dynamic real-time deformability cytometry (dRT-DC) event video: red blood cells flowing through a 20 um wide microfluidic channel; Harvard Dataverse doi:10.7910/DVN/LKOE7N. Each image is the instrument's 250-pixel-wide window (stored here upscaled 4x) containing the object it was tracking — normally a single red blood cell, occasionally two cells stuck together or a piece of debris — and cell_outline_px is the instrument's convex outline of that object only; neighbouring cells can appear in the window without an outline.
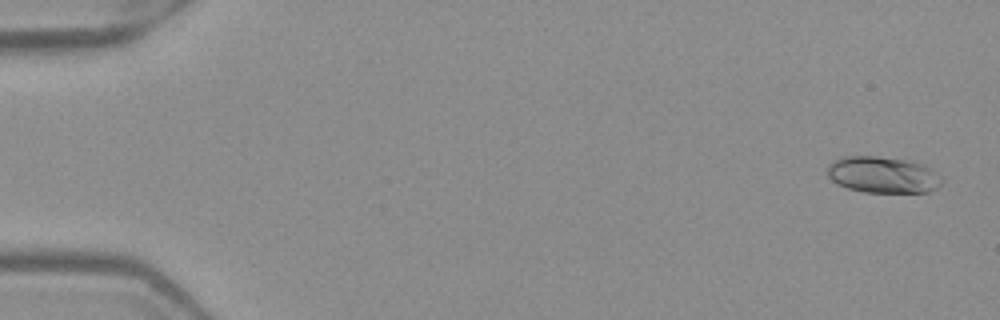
{"species": "Egyptian fruit bat (a non-hibernating species)", "species_latin": "Rousettus aegyptiacus", "temperature_condition": "warm", "stored_images_in_passage": 51, "camera_frame_rate_fps": 3000, "um_per_image_px": 0.085, "frame": {"image": 1, "passage_image": 2, "time_ms": 0.333, "image_size_px": [1000, 320], "cell_outline_px": [[944, 180], [936, 188], [928, 192], [864, 192], [848, 188], [836, 184], [828, 176], [828, 164], [832, 160], [844, 156], [876, 156], [912, 160], [924, 164], [932, 168]], "centroid_in_image_um": [75.05, 14.84], "position_along_channel_um": 9.9, "area_um2": 24.62}}
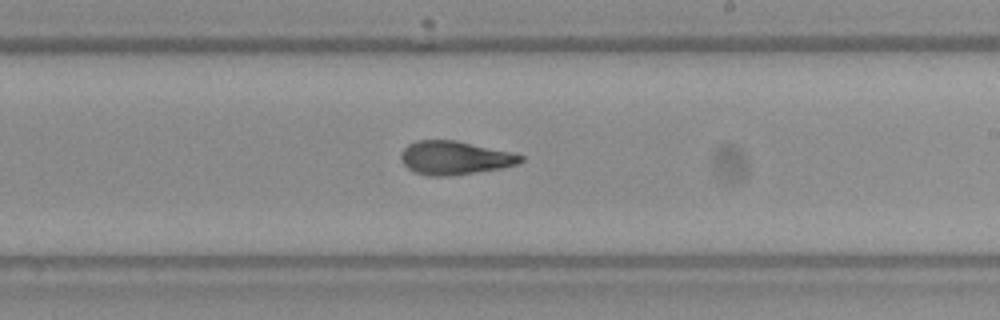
{"frame": {"image": 2, "passage_image": 31, "time_ms": 10.0, "image_size_px": [1000, 320], "cell_outline_px": [[524, 160], [516, 164], [500, 168], [476, 172], [448, 176], [428, 176], [416, 172], [408, 168], [400, 160], [400, 152], [408, 144], [416, 140], [456, 140], [516, 152], [524, 156]], "centroid_in_image_um": [38.66, 13.4], "position_along_channel_um": 250.3, "area_um2": 23.64}}
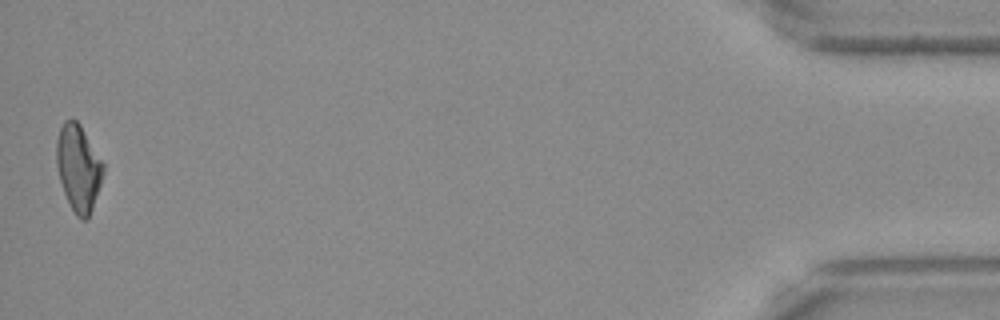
{"frame": {"image": 3, "passage_image": 51, "time_ms": 16.667, "image_size_px": [1000, 320], "cell_outline_px": [[104, 172], [88, 220], [80, 220], [76, 216], [64, 192], [60, 180], [56, 164], [56, 140], [60, 128], [64, 120], [72, 116], [80, 124], [104, 164]], "centroid_in_image_um": [6.65, 14.24], "position_along_channel_um": 428.5, "area_um2": 23.52}, "authors_computed_cell_mechanics": {"area_um2": 23.409, "velocity_mm_per_s": 4.0022, "shape_relaxation_time_tau1_ms": 10.0131, "shape_relaxation_time_tau2_ms": 1.8607, "deformation_change_tau1": 0.2475, "deformation_change_tau2": 0.0742}}